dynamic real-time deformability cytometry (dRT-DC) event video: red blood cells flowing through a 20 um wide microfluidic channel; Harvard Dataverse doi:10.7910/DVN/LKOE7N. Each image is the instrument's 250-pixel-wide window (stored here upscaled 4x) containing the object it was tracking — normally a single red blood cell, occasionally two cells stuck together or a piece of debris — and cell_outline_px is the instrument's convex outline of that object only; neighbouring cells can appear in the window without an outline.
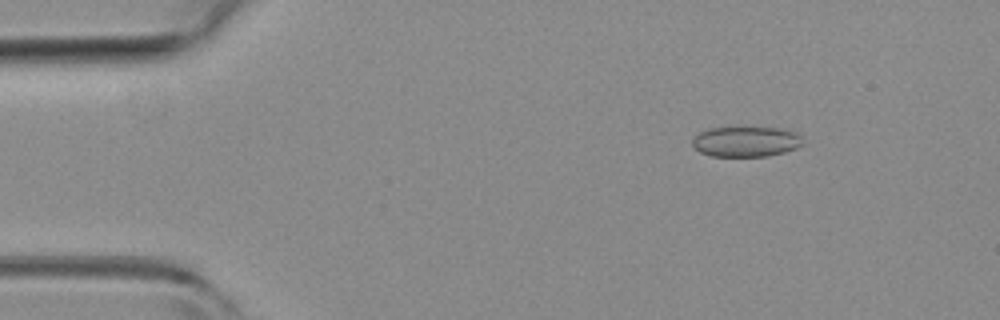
{"species": "common noctule bat (a hibernating species)", "species_latin": "Nyctalus noctula", "temperature_condition": "room temperature", "stored_images_in_passage": 46, "camera_frame_rate_fps": 3000, "um_per_image_px": 0.085, "animal": {"sex": "female", "body_mass_g": 19.3, "forearm_length_mm": 54.1}, "frame": {"image": 1, "passage_image": 2, "time_ms": 0.333, "image_size_px": [1000, 320], "cell_outline_px": [[804, 144], [796, 148], [784, 152], [768, 156], [712, 156], [700, 152], [692, 144], [692, 140], [700, 132], [708, 128], [736, 124], [780, 128], [800, 132]], "centroid_in_image_um": [63.44, 11.97], "position_along_channel_um": 21.6, "area_um2": 20.58}}
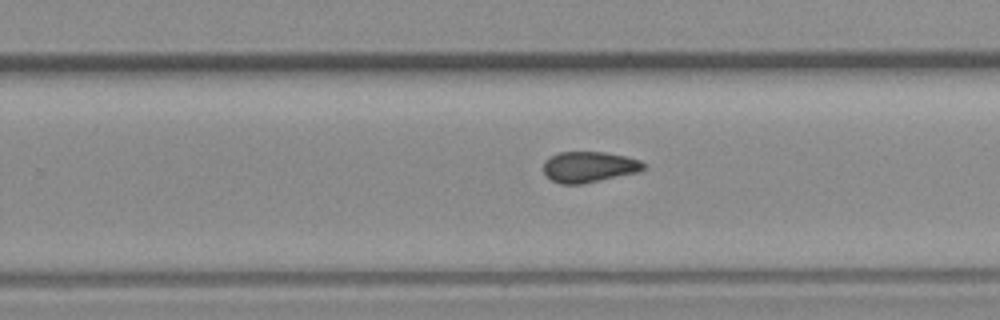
{"frame": {"image": 2, "passage_image": 27, "time_ms": 8.667, "image_size_px": [1000, 320], "cell_outline_px": [[644, 168], [640, 172], [580, 184], [560, 184], [552, 180], [544, 172], [544, 160], [560, 152], [604, 152], [624, 156], [640, 160], [644, 164]], "centroid_in_image_um": [50.07, 14.19], "position_along_channel_um": 279.7, "area_um2": 17.8}}
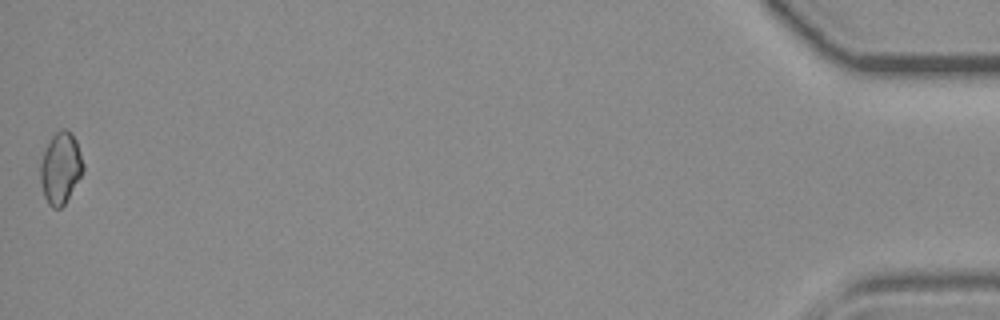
{"frame": {"image": 3, "passage_image": 46, "time_ms": 15.0, "image_size_px": [1000, 320], "cell_outline_px": [[84, 168], [80, 176], [64, 204], [60, 208], [52, 208], [48, 204], [44, 196], [40, 184], [40, 164], [44, 148], [52, 136], [60, 128], [64, 128], [76, 140], [84, 164]], "centroid_in_image_um": [5.11, 14.28], "position_along_channel_um": 430.1, "area_um2": 17.69}, "authors_computed_cell_mechanics": {"area_um2": 18.2937, "velocity_mm_per_s": 4.017, "shape_relaxation_time_tau1_ms": null, "shape_relaxation_time_tau2_ms": 4.7385, "deformation_change_tau1": null, "deformation_change_tau2": 0.0845}}